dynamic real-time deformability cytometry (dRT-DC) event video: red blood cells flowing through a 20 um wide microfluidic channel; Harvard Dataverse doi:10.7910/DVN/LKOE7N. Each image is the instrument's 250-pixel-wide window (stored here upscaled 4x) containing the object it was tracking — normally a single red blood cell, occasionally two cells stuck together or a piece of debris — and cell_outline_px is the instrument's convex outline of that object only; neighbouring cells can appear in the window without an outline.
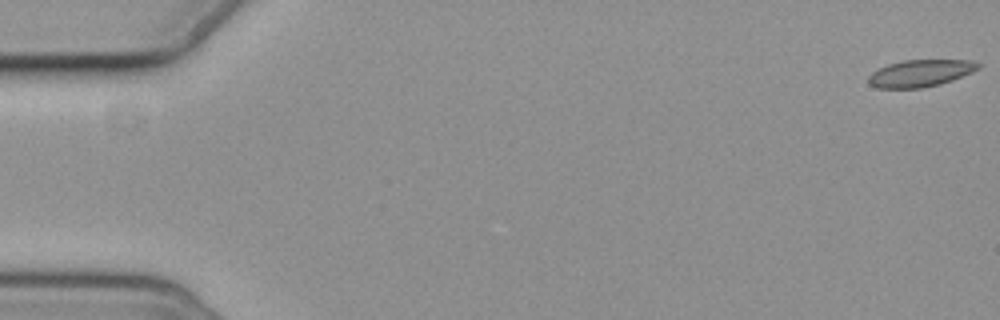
{"species": "common noctule bat (a hibernating species)", "species_latin": "Nyctalus noctula", "temperature_condition": "cold", "stored_images_in_passage": 9, "camera_frame_rate_fps": 3000, "um_per_image_px": 0.085, "animal": {"sex": "female", "body_mass_g": 19.3, "forearm_length_mm": 54.1}, "frame": {"image": 1, "passage_image": 1, "time_ms": 0.0, "image_size_px": [1000, 320], "cell_outline_px": [[980, 68], [972, 72], [952, 80], [940, 84], [920, 88], [876, 88], [868, 84], [868, 76], [872, 72], [888, 64], [904, 60], [972, 60], [980, 64]], "centroid_in_image_um": [78.22, 6.22], "position_along_channel_um": 6.8, "area_um2": 17.28}}
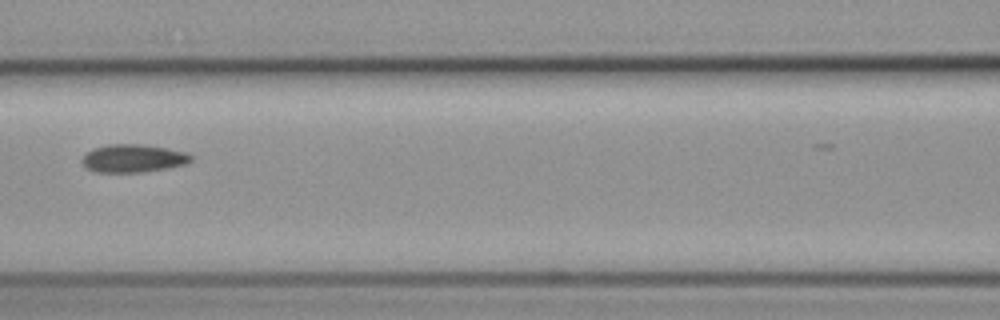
{"frame": {"image": 2, "passage_image": 8, "time_ms": 8.333, "image_size_px": [1000, 320], "cell_outline_px": [[192, 160], [184, 164], [168, 168], [144, 172], [92, 172], [84, 168], [80, 160], [92, 148], [108, 144], [140, 144], [168, 148], [188, 152], [192, 156]], "centroid_in_image_um": [11.29, 13.46], "position_along_channel_um": 155.3, "area_um2": 18.03}}
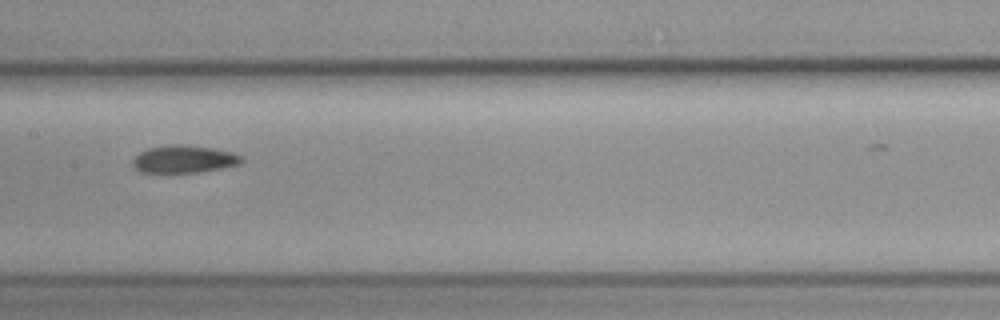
{"frame": {"image": 3, "passage_image": 9, "time_ms": 9.333, "image_size_px": [1000, 320], "cell_outline_px": [[244, 160], [240, 164], [200, 172], [140, 172], [132, 168], [132, 160], [140, 152], [148, 148], [168, 144], [180, 144], [212, 148], [232, 152], [240, 156]], "centroid_in_image_um": [15.59, 13.52], "position_along_channel_um": 191.8, "area_um2": 17.46}}